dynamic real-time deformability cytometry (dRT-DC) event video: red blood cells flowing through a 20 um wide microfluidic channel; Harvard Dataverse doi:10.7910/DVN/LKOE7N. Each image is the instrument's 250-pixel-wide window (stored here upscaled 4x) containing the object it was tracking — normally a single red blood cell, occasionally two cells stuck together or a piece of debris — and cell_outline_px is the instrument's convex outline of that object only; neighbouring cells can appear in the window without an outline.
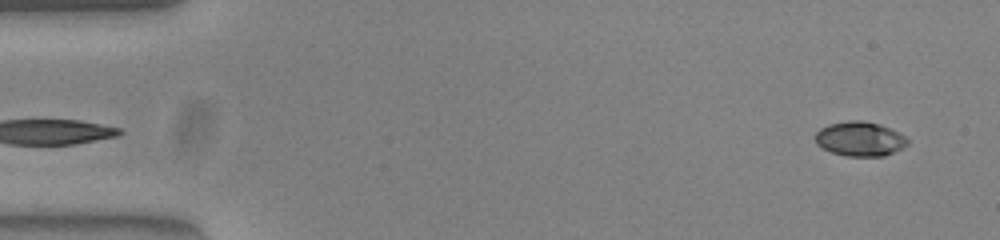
{"species": "common noctule bat (a hibernating species)", "species_latin": "Nyctalus noctula", "temperature_condition": "warm", "stored_images_in_passage": 51, "camera_frame_rate_fps": 3000, "um_per_image_px": 0.085, "animal": {"sex": "female", "body_mass_g": 23.0, "forearm_length_mm": 53.4}, "frame": {"image": 1, "passage_image": 2, "time_ms": 0.333, "image_size_px": [1000, 240], "cell_outline_px": [[908, 144], [884, 156], [848, 156], [832, 152], [816, 144], [816, 132], [820, 128], [828, 124], [848, 120], [864, 120], [880, 124], [904, 136], [908, 140]], "centroid_in_image_um": [73.06, 11.79], "position_along_channel_um": 11.9, "area_um2": 18.32}}
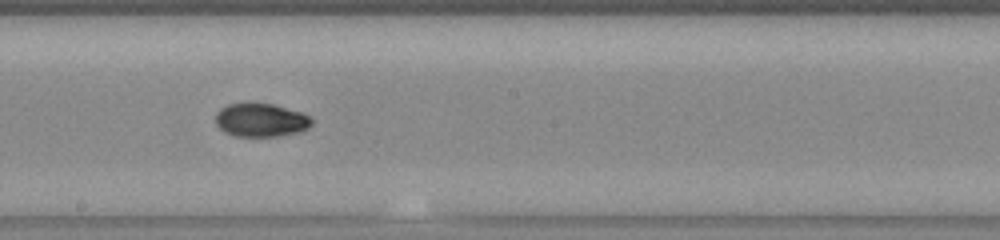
{"frame": {"image": 2, "passage_image": 28, "time_ms": 9.0, "image_size_px": [1000, 240], "cell_outline_px": [[312, 124], [308, 128], [300, 132], [276, 136], [232, 136], [224, 132], [216, 124], [216, 112], [220, 108], [228, 104], [272, 104], [300, 112], [312, 116]], "centroid_in_image_um": [22.18, 10.22], "position_along_channel_um": 226.0, "area_um2": 18.67}}
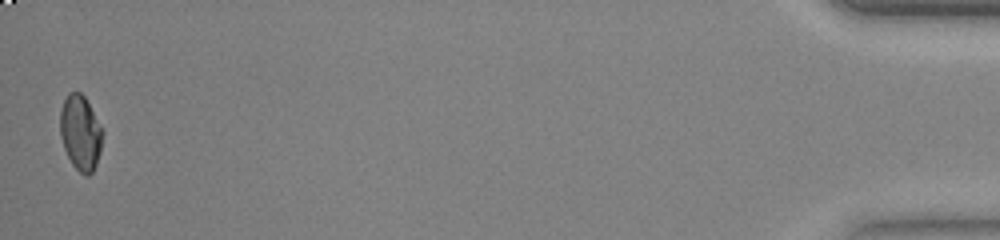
{"frame": {"image": 3, "passage_image": 51, "time_ms": 16.667, "image_size_px": [1000, 240], "cell_outline_px": [[104, 132], [100, 152], [96, 164], [92, 172], [88, 176], [84, 176], [72, 164], [64, 148], [60, 136], [60, 112], [64, 100], [68, 92], [80, 92], [84, 96]], "centroid_in_image_um": [6.84, 11.29], "position_along_channel_um": 428.4, "area_um2": 18.5}, "authors_computed_cell_mechanics": {"area_um2": 18.6116, "velocity_mm_per_s": 3.8986, "shape_relaxation_time_tau1_ms": 6.2994, "shape_relaxation_time_tau2_ms": 2.1715, "deformation_change_tau1": 0.1767, "deformation_change_tau2": 0.0419}}